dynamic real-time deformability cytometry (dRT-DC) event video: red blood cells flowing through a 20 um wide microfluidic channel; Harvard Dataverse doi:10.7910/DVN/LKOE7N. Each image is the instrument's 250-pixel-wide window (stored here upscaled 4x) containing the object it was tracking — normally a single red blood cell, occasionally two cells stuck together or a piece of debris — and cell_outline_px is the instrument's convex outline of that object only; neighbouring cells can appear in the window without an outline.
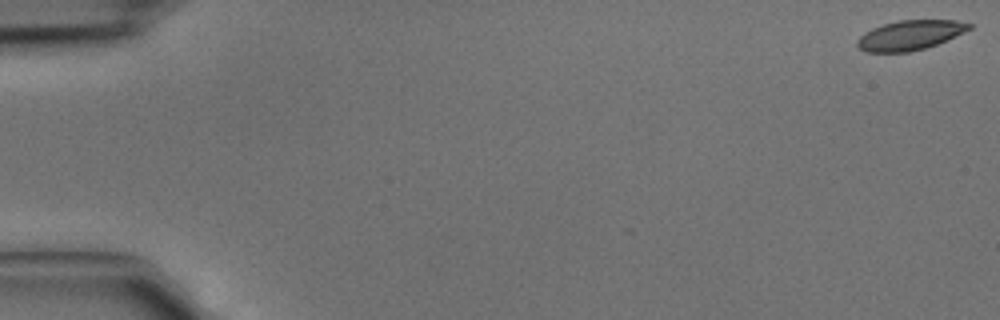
{"species": "common noctule bat (a hibernating species)", "species_latin": "Nyctalus noctula", "temperature_condition": "cold", "stored_images_in_passage": 5, "camera_frame_rate_fps": 3000, "um_per_image_px": 0.085, "animal": {"sex": "male", "body_mass_g": 15.6}, "frame": {"image": 1, "passage_image": 1, "time_ms": 0.0, "image_size_px": [1000, 320], "cell_outline_px": [[972, 28], [936, 44], [924, 48], [908, 52], [868, 52], [860, 48], [856, 44], [856, 40], [864, 32], [872, 28], [884, 24], [900, 20], [956, 20], [972, 24]], "centroid_in_image_um": [77.32, 2.98], "position_along_channel_um": 7.7, "area_um2": 19.13}}
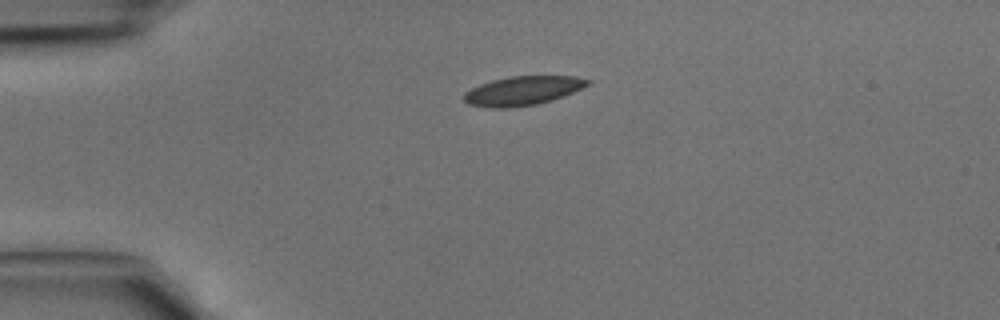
{"frame": {"image": 2, "passage_image": 3, "time_ms": 0.667, "image_size_px": [1000, 320], "cell_outline_px": [[592, 84], [564, 96], [552, 100], [536, 104], [508, 108], [496, 108], [468, 104], [464, 100], [464, 92], [480, 84], [492, 80], [508, 76], [576, 76], [592, 80]], "centroid_in_image_um": [44.48, 7.7], "position_along_channel_um": 40.5, "area_um2": 21.04}}